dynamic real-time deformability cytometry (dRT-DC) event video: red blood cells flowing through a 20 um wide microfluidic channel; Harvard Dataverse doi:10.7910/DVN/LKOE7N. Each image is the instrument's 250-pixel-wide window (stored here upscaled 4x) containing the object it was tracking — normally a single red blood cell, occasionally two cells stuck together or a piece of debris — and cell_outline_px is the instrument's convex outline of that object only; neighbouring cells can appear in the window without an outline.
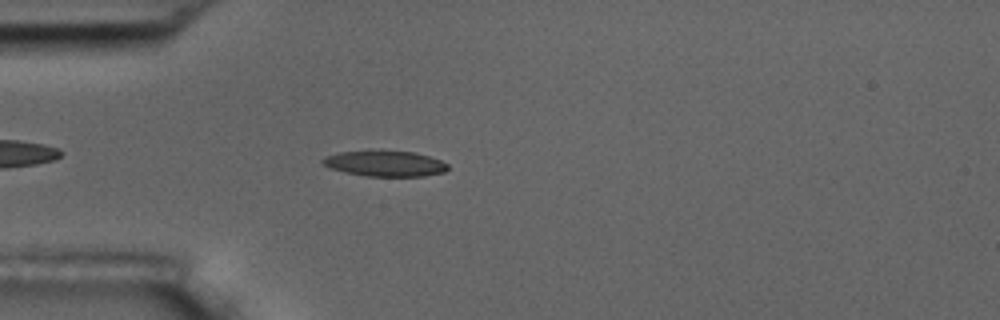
{"species": "common noctule bat (a hibernating species)", "species_latin": "Nyctalus noctula", "temperature_condition": "room temperature", "stored_images_in_passage": 2, "camera_frame_rate_fps": 3000, "um_per_image_px": 0.085, "animal": {"sex": "male", "body_mass_g": 17.5, "forearm_length_mm": 52.3}, "frame": {"image": 1, "passage_image": 2, "time_ms": 1.0, "image_size_px": [1000, 320], "cell_outline_px": [[448, 168], [444, 172], [424, 176], [368, 176], [344, 172], [332, 168], [324, 164], [320, 160], [324, 156], [340, 152], [412, 152], [428, 156], [440, 160], [448, 164]], "centroid_in_image_um": [32.73, 13.92], "position_along_channel_um": 52.3, "area_um2": 18.15}}